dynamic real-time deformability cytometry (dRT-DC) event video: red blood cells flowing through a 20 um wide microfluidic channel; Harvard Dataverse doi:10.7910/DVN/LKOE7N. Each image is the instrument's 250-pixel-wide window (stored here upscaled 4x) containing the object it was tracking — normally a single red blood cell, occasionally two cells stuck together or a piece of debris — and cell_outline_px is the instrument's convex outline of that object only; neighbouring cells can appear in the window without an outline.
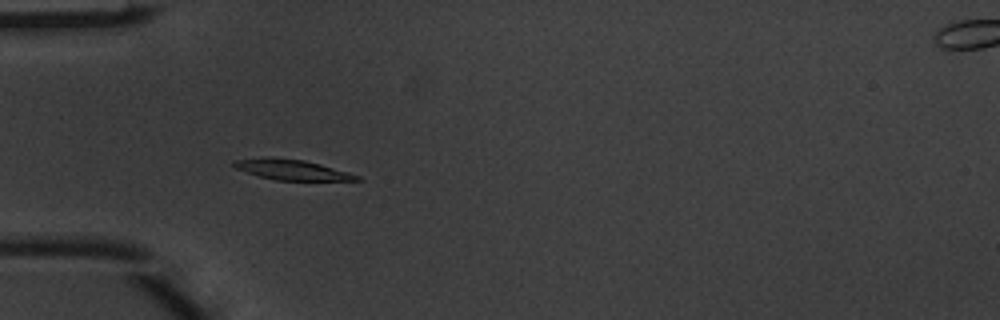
{"species": "common noctule bat (a hibernating species)", "species_latin": "Nyctalus noctula", "temperature_condition": "warm", "stored_images_in_passage": 5, "camera_frame_rate_fps": 3000, "um_per_image_px": 0.085, "animal": {"sex": "male", "body_mass_g": 20.1, "forearm_length_mm": 53.5}, "frame": {"image": 1, "passage_image": 4, "time_ms": 1.0, "image_size_px": [1000, 320], "cell_outline_px": [[364, 180], [276, 180], [260, 176], [236, 168], [232, 164], [232, 160], [264, 156], [268, 156], [304, 160], [320, 164], [348, 172], [360, 176]], "centroid_in_image_um": [24.77, 14.4], "position_along_channel_um": 60.2, "area_um2": 14.57}}